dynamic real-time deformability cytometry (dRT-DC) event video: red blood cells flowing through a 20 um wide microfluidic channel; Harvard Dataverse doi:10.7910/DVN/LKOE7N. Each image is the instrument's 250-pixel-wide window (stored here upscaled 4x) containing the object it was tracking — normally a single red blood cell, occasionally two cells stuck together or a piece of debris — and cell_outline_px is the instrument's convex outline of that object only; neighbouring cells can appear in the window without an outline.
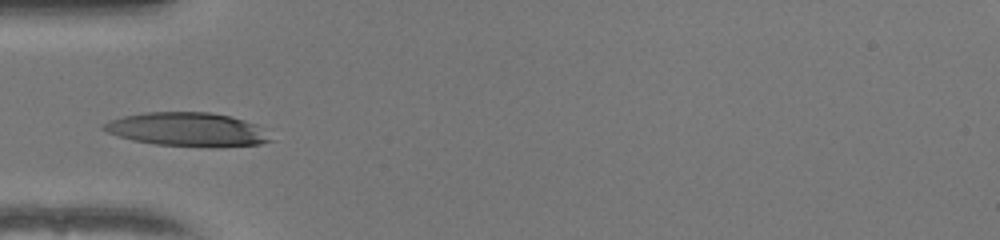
{"species": "human", "species_latin": "Homo sapiens", "temperature_condition": "warm", "stored_images_in_passage": 6, "camera_frame_rate_fps": 3000, "um_per_image_px": 0.085, "donor": {"sex": "female"}, "frame": {"image": 1, "passage_image": 1, "time_ms": 0.0, "image_size_px": [1000, 240], "cell_outline_px": [[272, 140], [260, 144], [220, 148], [208, 148], [156, 144], [132, 140], [108, 132], [100, 128], [104, 124], [112, 120], [124, 116], [148, 112], [208, 112], [228, 116], [244, 120], [256, 124]], "centroid_in_image_um": [15.95, 11.02], "position_along_channel_um": 69.1, "area_um2": 32.71}}
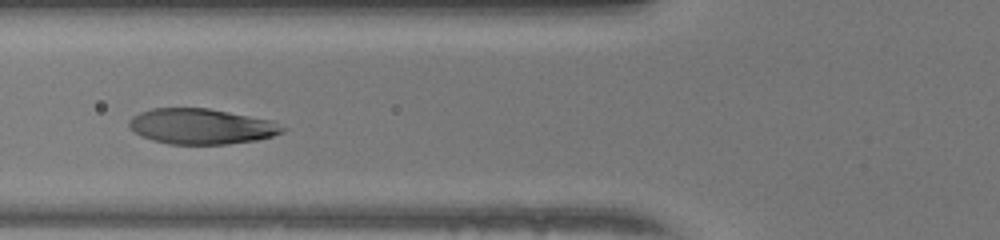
{"frame": {"image": 2, "passage_image": 4, "time_ms": 1.0, "image_size_px": [1000, 240], "cell_outline_px": [[288, 128], [284, 132], [272, 136], [256, 140], [228, 144], [168, 144], [152, 140], [140, 136], [132, 132], [128, 128], [128, 120], [132, 116], [140, 112], [152, 108], [208, 108], [272, 120]], "centroid_in_image_um": [17.09, 10.74], "position_along_channel_um": 108.7, "area_um2": 32.08}}